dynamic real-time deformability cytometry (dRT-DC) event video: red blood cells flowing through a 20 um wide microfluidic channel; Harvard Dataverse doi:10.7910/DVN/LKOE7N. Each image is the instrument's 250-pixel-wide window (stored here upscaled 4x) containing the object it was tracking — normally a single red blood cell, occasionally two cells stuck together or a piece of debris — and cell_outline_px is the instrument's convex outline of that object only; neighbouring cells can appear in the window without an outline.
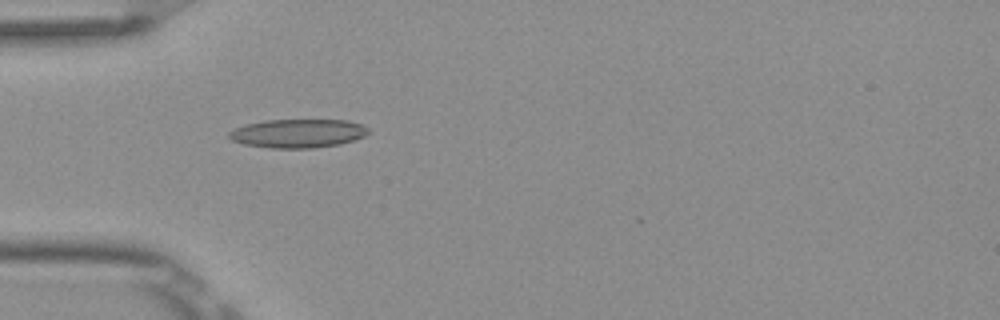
{"species": "Egyptian fruit bat (a non-hibernating species)", "species_latin": "Rousettus aegyptiacus", "temperature_condition": "room temperature", "stored_images_in_passage": 2, "camera_frame_rate_fps": 3000, "um_per_image_px": 0.085, "frame": {"image": 1, "passage_image": 1, "time_ms": 0.0, "image_size_px": [1000, 320], "cell_outline_px": [[368, 132], [364, 136], [340, 144], [312, 148], [272, 148], [244, 144], [232, 140], [228, 136], [228, 132], [244, 124], [264, 120], [348, 120], [360, 124], [368, 128]], "centroid_in_image_um": [25.29, 11.33], "position_along_channel_um": 59.7, "area_um2": 23.18}}
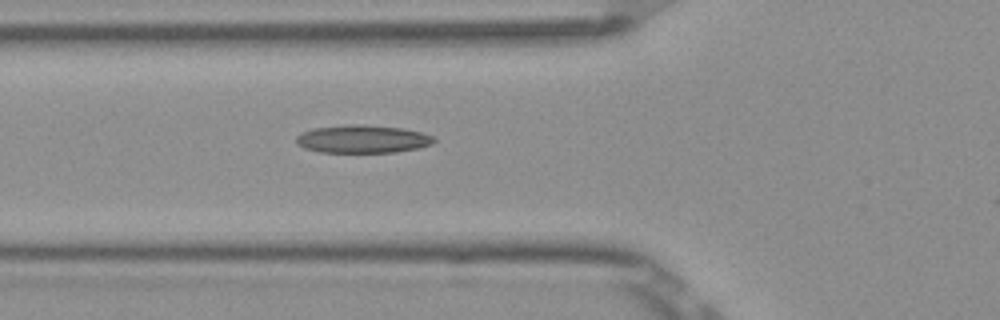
{"frame": {"image": 2, "passage_image": 2, "time_ms": 0.333, "image_size_px": [1000, 320], "cell_outline_px": [[436, 140], [432, 144], [416, 148], [396, 152], [320, 152], [304, 148], [296, 144], [296, 136], [300, 132], [312, 128], [348, 124], [360, 124], [404, 128], [420, 132], [432, 136]], "centroid_in_image_um": [30.77, 11.81], "position_along_channel_um": 95.0, "area_um2": 22.54}}